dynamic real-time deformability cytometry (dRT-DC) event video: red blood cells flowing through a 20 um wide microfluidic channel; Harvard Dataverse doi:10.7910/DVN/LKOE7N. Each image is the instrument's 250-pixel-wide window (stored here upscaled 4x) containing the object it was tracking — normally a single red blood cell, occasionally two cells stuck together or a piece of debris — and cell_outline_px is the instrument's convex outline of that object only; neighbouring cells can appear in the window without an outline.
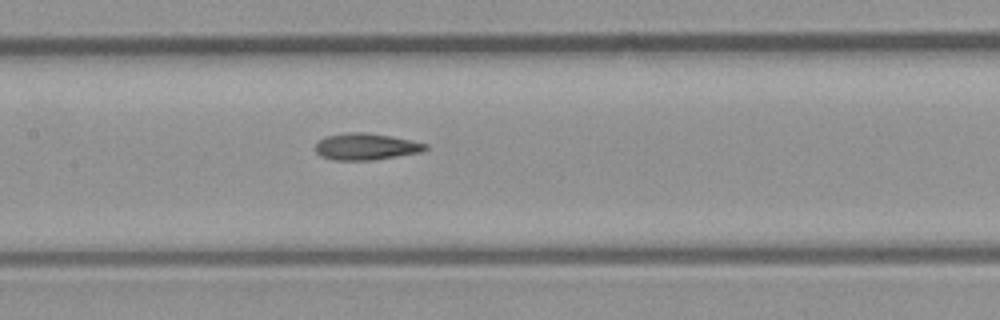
{"species": "common noctule bat (a hibernating species)", "species_latin": "Nyctalus noctula", "temperature_condition": "room temperature", "stored_images_in_passage": 6, "camera_frame_rate_fps": 3000, "um_per_image_px": 0.085, "animal": {"sex": "male", "body_mass_g": 23.1, "forearm_length_mm": 52.7}, "frame": {"image": 1, "passage_image": 6, "time_ms": 5.667, "image_size_px": [1000, 320], "cell_outline_px": [[428, 148], [420, 152], [372, 160], [332, 160], [320, 156], [316, 152], [316, 144], [324, 136], [348, 132], [364, 132], [388, 136], [428, 144]], "centroid_in_image_um": [31.05, 12.46], "position_along_channel_um": 176.3, "area_um2": 16.88}}